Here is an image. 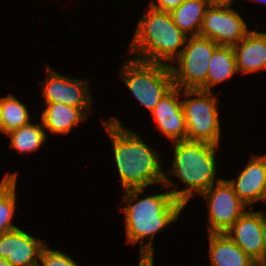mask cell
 I'll return each mask as SVG.
<instances>
[{
    "label": "cell",
    "mask_w": 266,
    "mask_h": 266,
    "mask_svg": "<svg viewBox=\"0 0 266 266\" xmlns=\"http://www.w3.org/2000/svg\"><path fill=\"white\" fill-rule=\"evenodd\" d=\"M252 266H266V264L262 262H255Z\"/></svg>",
    "instance_id": "f546056e"
},
{
    "label": "cell",
    "mask_w": 266,
    "mask_h": 266,
    "mask_svg": "<svg viewBox=\"0 0 266 266\" xmlns=\"http://www.w3.org/2000/svg\"><path fill=\"white\" fill-rule=\"evenodd\" d=\"M157 4L151 0L149 7L162 12H171L175 8L179 7L184 0H157Z\"/></svg>",
    "instance_id": "cb8c5ba5"
},
{
    "label": "cell",
    "mask_w": 266,
    "mask_h": 266,
    "mask_svg": "<svg viewBox=\"0 0 266 266\" xmlns=\"http://www.w3.org/2000/svg\"><path fill=\"white\" fill-rule=\"evenodd\" d=\"M42 111L43 126L52 133L68 134L73 126L79 125L87 118L89 107H73L57 102H45Z\"/></svg>",
    "instance_id": "2e32d148"
},
{
    "label": "cell",
    "mask_w": 266,
    "mask_h": 266,
    "mask_svg": "<svg viewBox=\"0 0 266 266\" xmlns=\"http://www.w3.org/2000/svg\"><path fill=\"white\" fill-rule=\"evenodd\" d=\"M103 124L112 140L114 158L124 191L144 189L155 183L167 188L173 185L162 170V158L137 133L124 128L117 117L104 121Z\"/></svg>",
    "instance_id": "6da1fadb"
},
{
    "label": "cell",
    "mask_w": 266,
    "mask_h": 266,
    "mask_svg": "<svg viewBox=\"0 0 266 266\" xmlns=\"http://www.w3.org/2000/svg\"><path fill=\"white\" fill-rule=\"evenodd\" d=\"M143 191L144 189L125 190L123 200L127 206L121 208V211L125 215L127 242H141L140 252L154 253L153 238L156 233L171 222L177 221L184 205L176 200L170 191L148 195L138 200ZM146 237L149 242L143 246Z\"/></svg>",
    "instance_id": "7a4b0ae2"
},
{
    "label": "cell",
    "mask_w": 266,
    "mask_h": 266,
    "mask_svg": "<svg viewBox=\"0 0 266 266\" xmlns=\"http://www.w3.org/2000/svg\"><path fill=\"white\" fill-rule=\"evenodd\" d=\"M226 233L254 261L264 263L260 211L246 210Z\"/></svg>",
    "instance_id": "4fadbf2b"
},
{
    "label": "cell",
    "mask_w": 266,
    "mask_h": 266,
    "mask_svg": "<svg viewBox=\"0 0 266 266\" xmlns=\"http://www.w3.org/2000/svg\"><path fill=\"white\" fill-rule=\"evenodd\" d=\"M234 192L247 206L266 200V154L253 156L237 180H228Z\"/></svg>",
    "instance_id": "5bb4252c"
},
{
    "label": "cell",
    "mask_w": 266,
    "mask_h": 266,
    "mask_svg": "<svg viewBox=\"0 0 266 266\" xmlns=\"http://www.w3.org/2000/svg\"><path fill=\"white\" fill-rule=\"evenodd\" d=\"M208 67L207 91L211 92L212 86L227 80L238 72L233 47L219 45L214 50Z\"/></svg>",
    "instance_id": "d6986e66"
},
{
    "label": "cell",
    "mask_w": 266,
    "mask_h": 266,
    "mask_svg": "<svg viewBox=\"0 0 266 266\" xmlns=\"http://www.w3.org/2000/svg\"><path fill=\"white\" fill-rule=\"evenodd\" d=\"M45 246L44 240L15 228L0 235V258L11 266H36Z\"/></svg>",
    "instance_id": "8fae6325"
},
{
    "label": "cell",
    "mask_w": 266,
    "mask_h": 266,
    "mask_svg": "<svg viewBox=\"0 0 266 266\" xmlns=\"http://www.w3.org/2000/svg\"><path fill=\"white\" fill-rule=\"evenodd\" d=\"M184 96L197 98L183 99L187 135L186 140L207 142L219 145L220 122L218 116V99L212 97V91L184 90Z\"/></svg>",
    "instance_id": "52a82bcc"
},
{
    "label": "cell",
    "mask_w": 266,
    "mask_h": 266,
    "mask_svg": "<svg viewBox=\"0 0 266 266\" xmlns=\"http://www.w3.org/2000/svg\"><path fill=\"white\" fill-rule=\"evenodd\" d=\"M218 46L209 38L200 35L188 36L182 52L174 60V63H179V67L170 65L174 86L181 90L184 88L207 91L208 66Z\"/></svg>",
    "instance_id": "8992f818"
},
{
    "label": "cell",
    "mask_w": 266,
    "mask_h": 266,
    "mask_svg": "<svg viewBox=\"0 0 266 266\" xmlns=\"http://www.w3.org/2000/svg\"><path fill=\"white\" fill-rule=\"evenodd\" d=\"M154 253L140 252L138 266H154Z\"/></svg>",
    "instance_id": "d4e9b609"
},
{
    "label": "cell",
    "mask_w": 266,
    "mask_h": 266,
    "mask_svg": "<svg viewBox=\"0 0 266 266\" xmlns=\"http://www.w3.org/2000/svg\"><path fill=\"white\" fill-rule=\"evenodd\" d=\"M121 76L135 98L150 112L173 87L170 64L127 59ZM123 74V75H122Z\"/></svg>",
    "instance_id": "5b68a950"
},
{
    "label": "cell",
    "mask_w": 266,
    "mask_h": 266,
    "mask_svg": "<svg viewBox=\"0 0 266 266\" xmlns=\"http://www.w3.org/2000/svg\"><path fill=\"white\" fill-rule=\"evenodd\" d=\"M213 1H221V2H233V0H213Z\"/></svg>",
    "instance_id": "4dcf8cb0"
},
{
    "label": "cell",
    "mask_w": 266,
    "mask_h": 266,
    "mask_svg": "<svg viewBox=\"0 0 266 266\" xmlns=\"http://www.w3.org/2000/svg\"><path fill=\"white\" fill-rule=\"evenodd\" d=\"M233 49L241 74L266 69V33L250 30Z\"/></svg>",
    "instance_id": "9a60e30c"
},
{
    "label": "cell",
    "mask_w": 266,
    "mask_h": 266,
    "mask_svg": "<svg viewBox=\"0 0 266 266\" xmlns=\"http://www.w3.org/2000/svg\"><path fill=\"white\" fill-rule=\"evenodd\" d=\"M47 80L42 83L45 102H57L73 107H91L87 81L74 79L52 70L47 65Z\"/></svg>",
    "instance_id": "30bf717a"
},
{
    "label": "cell",
    "mask_w": 266,
    "mask_h": 266,
    "mask_svg": "<svg viewBox=\"0 0 266 266\" xmlns=\"http://www.w3.org/2000/svg\"><path fill=\"white\" fill-rule=\"evenodd\" d=\"M0 105L5 135L30 123V114L26 105L22 104L13 94L0 97Z\"/></svg>",
    "instance_id": "44dd1931"
},
{
    "label": "cell",
    "mask_w": 266,
    "mask_h": 266,
    "mask_svg": "<svg viewBox=\"0 0 266 266\" xmlns=\"http://www.w3.org/2000/svg\"><path fill=\"white\" fill-rule=\"evenodd\" d=\"M174 144V161L168 174L177 176L186 187L170 192L185 206L195 191L201 195L215 183V152L219 146L189 140L174 141Z\"/></svg>",
    "instance_id": "277c9868"
},
{
    "label": "cell",
    "mask_w": 266,
    "mask_h": 266,
    "mask_svg": "<svg viewBox=\"0 0 266 266\" xmlns=\"http://www.w3.org/2000/svg\"><path fill=\"white\" fill-rule=\"evenodd\" d=\"M232 3L213 1L205 12L199 35L220 46L237 45L250 30L240 14L230 8Z\"/></svg>",
    "instance_id": "ba28073f"
},
{
    "label": "cell",
    "mask_w": 266,
    "mask_h": 266,
    "mask_svg": "<svg viewBox=\"0 0 266 266\" xmlns=\"http://www.w3.org/2000/svg\"><path fill=\"white\" fill-rule=\"evenodd\" d=\"M262 241L264 246V263L266 264V214L261 211Z\"/></svg>",
    "instance_id": "484cf974"
},
{
    "label": "cell",
    "mask_w": 266,
    "mask_h": 266,
    "mask_svg": "<svg viewBox=\"0 0 266 266\" xmlns=\"http://www.w3.org/2000/svg\"><path fill=\"white\" fill-rule=\"evenodd\" d=\"M181 89L173 87L151 111L161 133L174 141L186 140L187 126L180 98Z\"/></svg>",
    "instance_id": "7c38bea8"
},
{
    "label": "cell",
    "mask_w": 266,
    "mask_h": 266,
    "mask_svg": "<svg viewBox=\"0 0 266 266\" xmlns=\"http://www.w3.org/2000/svg\"><path fill=\"white\" fill-rule=\"evenodd\" d=\"M39 266H78L77 263L59 250L43 248L40 255ZM42 264V265H41Z\"/></svg>",
    "instance_id": "603a6c76"
},
{
    "label": "cell",
    "mask_w": 266,
    "mask_h": 266,
    "mask_svg": "<svg viewBox=\"0 0 266 266\" xmlns=\"http://www.w3.org/2000/svg\"><path fill=\"white\" fill-rule=\"evenodd\" d=\"M16 181L17 177H9L0 186V235L6 231L17 228L11 223L16 205Z\"/></svg>",
    "instance_id": "7402d4cb"
},
{
    "label": "cell",
    "mask_w": 266,
    "mask_h": 266,
    "mask_svg": "<svg viewBox=\"0 0 266 266\" xmlns=\"http://www.w3.org/2000/svg\"><path fill=\"white\" fill-rule=\"evenodd\" d=\"M0 266H11L6 260L0 258Z\"/></svg>",
    "instance_id": "83f0119b"
},
{
    "label": "cell",
    "mask_w": 266,
    "mask_h": 266,
    "mask_svg": "<svg viewBox=\"0 0 266 266\" xmlns=\"http://www.w3.org/2000/svg\"><path fill=\"white\" fill-rule=\"evenodd\" d=\"M18 173H8L6 174V176L3 178V180H0V186H2L5 181L9 178V177H17Z\"/></svg>",
    "instance_id": "4316f807"
},
{
    "label": "cell",
    "mask_w": 266,
    "mask_h": 266,
    "mask_svg": "<svg viewBox=\"0 0 266 266\" xmlns=\"http://www.w3.org/2000/svg\"><path fill=\"white\" fill-rule=\"evenodd\" d=\"M0 132L3 133L2 115H1V105H0Z\"/></svg>",
    "instance_id": "f1b7e54d"
},
{
    "label": "cell",
    "mask_w": 266,
    "mask_h": 266,
    "mask_svg": "<svg viewBox=\"0 0 266 266\" xmlns=\"http://www.w3.org/2000/svg\"><path fill=\"white\" fill-rule=\"evenodd\" d=\"M212 2L213 0H184L170 12L172 20L186 35L190 32L191 36L199 35L205 12Z\"/></svg>",
    "instance_id": "ac0fdd59"
},
{
    "label": "cell",
    "mask_w": 266,
    "mask_h": 266,
    "mask_svg": "<svg viewBox=\"0 0 266 266\" xmlns=\"http://www.w3.org/2000/svg\"><path fill=\"white\" fill-rule=\"evenodd\" d=\"M148 9L139 20L130 43V52L140 54L135 59L141 61L173 63L182 52L179 49L185 46L189 35L177 27L169 12Z\"/></svg>",
    "instance_id": "3957f363"
},
{
    "label": "cell",
    "mask_w": 266,
    "mask_h": 266,
    "mask_svg": "<svg viewBox=\"0 0 266 266\" xmlns=\"http://www.w3.org/2000/svg\"><path fill=\"white\" fill-rule=\"evenodd\" d=\"M43 129V122L36 125L30 122L6 135L11 137V148L17 149L19 153H30L37 150L46 141L47 135Z\"/></svg>",
    "instance_id": "ffe728a7"
},
{
    "label": "cell",
    "mask_w": 266,
    "mask_h": 266,
    "mask_svg": "<svg viewBox=\"0 0 266 266\" xmlns=\"http://www.w3.org/2000/svg\"><path fill=\"white\" fill-rule=\"evenodd\" d=\"M203 196L208 202L209 233H224L246 211V205L234 192L232 185L226 179H217ZM245 209V210H243Z\"/></svg>",
    "instance_id": "9c48e42d"
},
{
    "label": "cell",
    "mask_w": 266,
    "mask_h": 266,
    "mask_svg": "<svg viewBox=\"0 0 266 266\" xmlns=\"http://www.w3.org/2000/svg\"><path fill=\"white\" fill-rule=\"evenodd\" d=\"M211 266H252L254 261L229 236L209 233Z\"/></svg>",
    "instance_id": "e0dca14e"
}]
</instances>
